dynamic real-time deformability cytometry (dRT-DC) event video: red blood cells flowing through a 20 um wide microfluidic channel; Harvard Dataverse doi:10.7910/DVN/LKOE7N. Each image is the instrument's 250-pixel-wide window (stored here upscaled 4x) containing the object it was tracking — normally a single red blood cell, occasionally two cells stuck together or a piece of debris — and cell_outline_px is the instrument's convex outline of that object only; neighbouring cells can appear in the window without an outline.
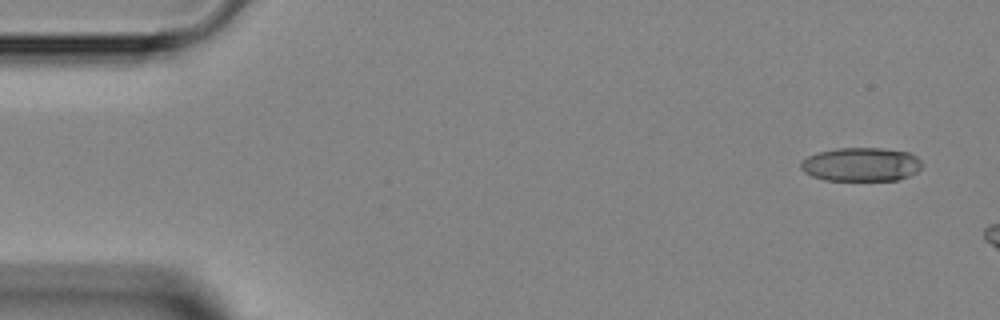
{"species": "Egyptian fruit bat (a non-hibernating species)", "species_latin": "Rousettus aegyptiacus", "temperature_condition": "room temperature", "stored_images_in_passage": 3, "camera_frame_rate_fps": 3000, "um_per_image_px": 0.085, "animal": {"sex": "female"}, "frame": {"image": 1, "passage_image": 1, "time_ms": 0.0, "image_size_px": [1000, 320], "cell_outline_px": [[924, 164], [916, 172], [908, 176], [896, 180], [824, 180], [812, 176], [804, 172], [800, 168], [800, 164], [808, 156], [820, 152], [836, 148], [880, 148], [908, 152], [916, 156]], "centroid_in_image_um": [73.2, 13.98], "position_along_channel_um": 11.8, "area_um2": 23.76}}